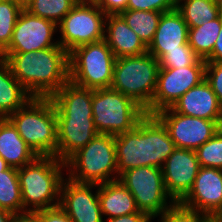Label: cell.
Returning <instances> with one entry per match:
<instances>
[{
	"label": "cell",
	"mask_w": 222,
	"mask_h": 222,
	"mask_svg": "<svg viewBox=\"0 0 222 222\" xmlns=\"http://www.w3.org/2000/svg\"><path fill=\"white\" fill-rule=\"evenodd\" d=\"M93 90L69 80L50 97L57 118L56 157L62 162L99 134L92 116Z\"/></svg>",
	"instance_id": "obj_1"
},
{
	"label": "cell",
	"mask_w": 222,
	"mask_h": 222,
	"mask_svg": "<svg viewBox=\"0 0 222 222\" xmlns=\"http://www.w3.org/2000/svg\"><path fill=\"white\" fill-rule=\"evenodd\" d=\"M0 58L12 74L35 98H50L69 81V53L62 47L36 52H2Z\"/></svg>",
	"instance_id": "obj_2"
},
{
	"label": "cell",
	"mask_w": 222,
	"mask_h": 222,
	"mask_svg": "<svg viewBox=\"0 0 222 222\" xmlns=\"http://www.w3.org/2000/svg\"><path fill=\"white\" fill-rule=\"evenodd\" d=\"M114 141L119 176L142 166L162 168L176 148L166 127L151 114H146L134 129L114 136Z\"/></svg>",
	"instance_id": "obj_3"
},
{
	"label": "cell",
	"mask_w": 222,
	"mask_h": 222,
	"mask_svg": "<svg viewBox=\"0 0 222 222\" xmlns=\"http://www.w3.org/2000/svg\"><path fill=\"white\" fill-rule=\"evenodd\" d=\"M63 168L66 163L55 156H37L18 169L23 213L59 206Z\"/></svg>",
	"instance_id": "obj_4"
},
{
	"label": "cell",
	"mask_w": 222,
	"mask_h": 222,
	"mask_svg": "<svg viewBox=\"0 0 222 222\" xmlns=\"http://www.w3.org/2000/svg\"><path fill=\"white\" fill-rule=\"evenodd\" d=\"M37 156L57 153V118L50 98L32 97L7 117Z\"/></svg>",
	"instance_id": "obj_5"
},
{
	"label": "cell",
	"mask_w": 222,
	"mask_h": 222,
	"mask_svg": "<svg viewBox=\"0 0 222 222\" xmlns=\"http://www.w3.org/2000/svg\"><path fill=\"white\" fill-rule=\"evenodd\" d=\"M65 163L66 177L78 183L99 185L119 179L113 135L99 133Z\"/></svg>",
	"instance_id": "obj_6"
},
{
	"label": "cell",
	"mask_w": 222,
	"mask_h": 222,
	"mask_svg": "<svg viewBox=\"0 0 222 222\" xmlns=\"http://www.w3.org/2000/svg\"><path fill=\"white\" fill-rule=\"evenodd\" d=\"M159 67V61L148 52L116 58L111 88L132 98L146 110L155 93Z\"/></svg>",
	"instance_id": "obj_7"
},
{
	"label": "cell",
	"mask_w": 222,
	"mask_h": 222,
	"mask_svg": "<svg viewBox=\"0 0 222 222\" xmlns=\"http://www.w3.org/2000/svg\"><path fill=\"white\" fill-rule=\"evenodd\" d=\"M145 115V109L132 98L111 87L93 90L92 116L99 133H125L134 129Z\"/></svg>",
	"instance_id": "obj_8"
},
{
	"label": "cell",
	"mask_w": 222,
	"mask_h": 222,
	"mask_svg": "<svg viewBox=\"0 0 222 222\" xmlns=\"http://www.w3.org/2000/svg\"><path fill=\"white\" fill-rule=\"evenodd\" d=\"M115 61L104 39L78 46L69 52V80L84 88H109Z\"/></svg>",
	"instance_id": "obj_9"
},
{
	"label": "cell",
	"mask_w": 222,
	"mask_h": 222,
	"mask_svg": "<svg viewBox=\"0 0 222 222\" xmlns=\"http://www.w3.org/2000/svg\"><path fill=\"white\" fill-rule=\"evenodd\" d=\"M119 180L133 195L138 210L150 219L158 217L175 204L165 189L162 168L142 166L126 170Z\"/></svg>",
	"instance_id": "obj_10"
},
{
	"label": "cell",
	"mask_w": 222,
	"mask_h": 222,
	"mask_svg": "<svg viewBox=\"0 0 222 222\" xmlns=\"http://www.w3.org/2000/svg\"><path fill=\"white\" fill-rule=\"evenodd\" d=\"M106 14L93 0H79L59 22V45L68 53L78 46L104 39Z\"/></svg>",
	"instance_id": "obj_11"
},
{
	"label": "cell",
	"mask_w": 222,
	"mask_h": 222,
	"mask_svg": "<svg viewBox=\"0 0 222 222\" xmlns=\"http://www.w3.org/2000/svg\"><path fill=\"white\" fill-rule=\"evenodd\" d=\"M206 61L200 59L195 65L182 68H161L157 75V86L151 105L146 114L171 108L174 103L190 88L205 80Z\"/></svg>",
	"instance_id": "obj_12"
},
{
	"label": "cell",
	"mask_w": 222,
	"mask_h": 222,
	"mask_svg": "<svg viewBox=\"0 0 222 222\" xmlns=\"http://www.w3.org/2000/svg\"><path fill=\"white\" fill-rule=\"evenodd\" d=\"M154 115L166 127L176 148L196 150L222 127V121L182 115L171 108L163 109Z\"/></svg>",
	"instance_id": "obj_13"
},
{
	"label": "cell",
	"mask_w": 222,
	"mask_h": 222,
	"mask_svg": "<svg viewBox=\"0 0 222 222\" xmlns=\"http://www.w3.org/2000/svg\"><path fill=\"white\" fill-rule=\"evenodd\" d=\"M57 25L52 21L30 14L23 9L18 16L9 46L3 52H36L51 47H61L53 36Z\"/></svg>",
	"instance_id": "obj_14"
},
{
	"label": "cell",
	"mask_w": 222,
	"mask_h": 222,
	"mask_svg": "<svg viewBox=\"0 0 222 222\" xmlns=\"http://www.w3.org/2000/svg\"><path fill=\"white\" fill-rule=\"evenodd\" d=\"M93 188L97 189L95 193L92 192ZM59 207L72 222H104L97 184L78 183L68 177L64 178Z\"/></svg>",
	"instance_id": "obj_15"
},
{
	"label": "cell",
	"mask_w": 222,
	"mask_h": 222,
	"mask_svg": "<svg viewBox=\"0 0 222 222\" xmlns=\"http://www.w3.org/2000/svg\"><path fill=\"white\" fill-rule=\"evenodd\" d=\"M181 205L211 216H222V169L200 167L192 188Z\"/></svg>",
	"instance_id": "obj_16"
},
{
	"label": "cell",
	"mask_w": 222,
	"mask_h": 222,
	"mask_svg": "<svg viewBox=\"0 0 222 222\" xmlns=\"http://www.w3.org/2000/svg\"><path fill=\"white\" fill-rule=\"evenodd\" d=\"M200 169L195 150L175 148L162 167L164 186L175 203L192 188Z\"/></svg>",
	"instance_id": "obj_17"
},
{
	"label": "cell",
	"mask_w": 222,
	"mask_h": 222,
	"mask_svg": "<svg viewBox=\"0 0 222 222\" xmlns=\"http://www.w3.org/2000/svg\"><path fill=\"white\" fill-rule=\"evenodd\" d=\"M188 30L187 23L176 9L162 13L147 52L158 60L166 51L182 50V45H189Z\"/></svg>",
	"instance_id": "obj_18"
},
{
	"label": "cell",
	"mask_w": 222,
	"mask_h": 222,
	"mask_svg": "<svg viewBox=\"0 0 222 222\" xmlns=\"http://www.w3.org/2000/svg\"><path fill=\"white\" fill-rule=\"evenodd\" d=\"M171 109L182 115L222 121V106L206 80L190 88Z\"/></svg>",
	"instance_id": "obj_19"
},
{
	"label": "cell",
	"mask_w": 222,
	"mask_h": 222,
	"mask_svg": "<svg viewBox=\"0 0 222 222\" xmlns=\"http://www.w3.org/2000/svg\"><path fill=\"white\" fill-rule=\"evenodd\" d=\"M104 40L116 58L138 56L147 52V46L120 14L106 16Z\"/></svg>",
	"instance_id": "obj_20"
},
{
	"label": "cell",
	"mask_w": 222,
	"mask_h": 222,
	"mask_svg": "<svg viewBox=\"0 0 222 222\" xmlns=\"http://www.w3.org/2000/svg\"><path fill=\"white\" fill-rule=\"evenodd\" d=\"M98 197L102 216L107 219L139 212L133 195L119 179L99 184Z\"/></svg>",
	"instance_id": "obj_21"
},
{
	"label": "cell",
	"mask_w": 222,
	"mask_h": 222,
	"mask_svg": "<svg viewBox=\"0 0 222 222\" xmlns=\"http://www.w3.org/2000/svg\"><path fill=\"white\" fill-rule=\"evenodd\" d=\"M0 156L10 167L16 169L37 157L8 118H0Z\"/></svg>",
	"instance_id": "obj_22"
},
{
	"label": "cell",
	"mask_w": 222,
	"mask_h": 222,
	"mask_svg": "<svg viewBox=\"0 0 222 222\" xmlns=\"http://www.w3.org/2000/svg\"><path fill=\"white\" fill-rule=\"evenodd\" d=\"M32 96L12 74L9 64L0 58V118L22 108Z\"/></svg>",
	"instance_id": "obj_23"
},
{
	"label": "cell",
	"mask_w": 222,
	"mask_h": 222,
	"mask_svg": "<svg viewBox=\"0 0 222 222\" xmlns=\"http://www.w3.org/2000/svg\"><path fill=\"white\" fill-rule=\"evenodd\" d=\"M176 10L188 27L194 28L218 18L222 14V1L176 0Z\"/></svg>",
	"instance_id": "obj_24"
},
{
	"label": "cell",
	"mask_w": 222,
	"mask_h": 222,
	"mask_svg": "<svg viewBox=\"0 0 222 222\" xmlns=\"http://www.w3.org/2000/svg\"><path fill=\"white\" fill-rule=\"evenodd\" d=\"M221 30V15L201 26L189 28L188 44L194 52L203 60L211 54Z\"/></svg>",
	"instance_id": "obj_25"
},
{
	"label": "cell",
	"mask_w": 222,
	"mask_h": 222,
	"mask_svg": "<svg viewBox=\"0 0 222 222\" xmlns=\"http://www.w3.org/2000/svg\"><path fill=\"white\" fill-rule=\"evenodd\" d=\"M120 15L148 47L153 40L162 12L126 9Z\"/></svg>",
	"instance_id": "obj_26"
},
{
	"label": "cell",
	"mask_w": 222,
	"mask_h": 222,
	"mask_svg": "<svg viewBox=\"0 0 222 222\" xmlns=\"http://www.w3.org/2000/svg\"><path fill=\"white\" fill-rule=\"evenodd\" d=\"M0 208L14 214L23 213L18 169L10 167L0 172Z\"/></svg>",
	"instance_id": "obj_27"
},
{
	"label": "cell",
	"mask_w": 222,
	"mask_h": 222,
	"mask_svg": "<svg viewBox=\"0 0 222 222\" xmlns=\"http://www.w3.org/2000/svg\"><path fill=\"white\" fill-rule=\"evenodd\" d=\"M79 0H30L24 7L30 14L52 21L56 25Z\"/></svg>",
	"instance_id": "obj_28"
},
{
	"label": "cell",
	"mask_w": 222,
	"mask_h": 222,
	"mask_svg": "<svg viewBox=\"0 0 222 222\" xmlns=\"http://www.w3.org/2000/svg\"><path fill=\"white\" fill-rule=\"evenodd\" d=\"M23 9L12 0H0V54L9 46L14 26Z\"/></svg>",
	"instance_id": "obj_29"
},
{
	"label": "cell",
	"mask_w": 222,
	"mask_h": 222,
	"mask_svg": "<svg viewBox=\"0 0 222 222\" xmlns=\"http://www.w3.org/2000/svg\"><path fill=\"white\" fill-rule=\"evenodd\" d=\"M195 152L200 167L222 169V127Z\"/></svg>",
	"instance_id": "obj_30"
},
{
	"label": "cell",
	"mask_w": 222,
	"mask_h": 222,
	"mask_svg": "<svg viewBox=\"0 0 222 222\" xmlns=\"http://www.w3.org/2000/svg\"><path fill=\"white\" fill-rule=\"evenodd\" d=\"M160 222H214L215 220L202 212L189 209L180 203H175L167 211L159 215Z\"/></svg>",
	"instance_id": "obj_31"
},
{
	"label": "cell",
	"mask_w": 222,
	"mask_h": 222,
	"mask_svg": "<svg viewBox=\"0 0 222 222\" xmlns=\"http://www.w3.org/2000/svg\"><path fill=\"white\" fill-rule=\"evenodd\" d=\"M200 59L189 45H182V50L166 51L158 61L161 68H182L195 65Z\"/></svg>",
	"instance_id": "obj_32"
},
{
	"label": "cell",
	"mask_w": 222,
	"mask_h": 222,
	"mask_svg": "<svg viewBox=\"0 0 222 222\" xmlns=\"http://www.w3.org/2000/svg\"><path fill=\"white\" fill-rule=\"evenodd\" d=\"M126 9L165 13L176 9V0H128Z\"/></svg>",
	"instance_id": "obj_33"
},
{
	"label": "cell",
	"mask_w": 222,
	"mask_h": 222,
	"mask_svg": "<svg viewBox=\"0 0 222 222\" xmlns=\"http://www.w3.org/2000/svg\"><path fill=\"white\" fill-rule=\"evenodd\" d=\"M205 80L222 106V62H206Z\"/></svg>",
	"instance_id": "obj_34"
},
{
	"label": "cell",
	"mask_w": 222,
	"mask_h": 222,
	"mask_svg": "<svg viewBox=\"0 0 222 222\" xmlns=\"http://www.w3.org/2000/svg\"><path fill=\"white\" fill-rule=\"evenodd\" d=\"M34 213L39 217L40 222H72L59 206Z\"/></svg>",
	"instance_id": "obj_35"
},
{
	"label": "cell",
	"mask_w": 222,
	"mask_h": 222,
	"mask_svg": "<svg viewBox=\"0 0 222 222\" xmlns=\"http://www.w3.org/2000/svg\"><path fill=\"white\" fill-rule=\"evenodd\" d=\"M106 14H120L126 10L128 0H93Z\"/></svg>",
	"instance_id": "obj_36"
},
{
	"label": "cell",
	"mask_w": 222,
	"mask_h": 222,
	"mask_svg": "<svg viewBox=\"0 0 222 222\" xmlns=\"http://www.w3.org/2000/svg\"><path fill=\"white\" fill-rule=\"evenodd\" d=\"M145 213L136 212L128 215H122L119 217L111 218L106 220V222H152Z\"/></svg>",
	"instance_id": "obj_37"
},
{
	"label": "cell",
	"mask_w": 222,
	"mask_h": 222,
	"mask_svg": "<svg viewBox=\"0 0 222 222\" xmlns=\"http://www.w3.org/2000/svg\"><path fill=\"white\" fill-rule=\"evenodd\" d=\"M205 61L206 62H222V14H221V30L218 34L216 43L212 50V54Z\"/></svg>",
	"instance_id": "obj_38"
},
{
	"label": "cell",
	"mask_w": 222,
	"mask_h": 222,
	"mask_svg": "<svg viewBox=\"0 0 222 222\" xmlns=\"http://www.w3.org/2000/svg\"><path fill=\"white\" fill-rule=\"evenodd\" d=\"M12 222H40L39 217L33 212L14 214Z\"/></svg>",
	"instance_id": "obj_39"
},
{
	"label": "cell",
	"mask_w": 222,
	"mask_h": 222,
	"mask_svg": "<svg viewBox=\"0 0 222 222\" xmlns=\"http://www.w3.org/2000/svg\"><path fill=\"white\" fill-rule=\"evenodd\" d=\"M14 213L0 208V222H12Z\"/></svg>",
	"instance_id": "obj_40"
},
{
	"label": "cell",
	"mask_w": 222,
	"mask_h": 222,
	"mask_svg": "<svg viewBox=\"0 0 222 222\" xmlns=\"http://www.w3.org/2000/svg\"><path fill=\"white\" fill-rule=\"evenodd\" d=\"M9 168L8 163L0 156V172L8 170Z\"/></svg>",
	"instance_id": "obj_41"
},
{
	"label": "cell",
	"mask_w": 222,
	"mask_h": 222,
	"mask_svg": "<svg viewBox=\"0 0 222 222\" xmlns=\"http://www.w3.org/2000/svg\"><path fill=\"white\" fill-rule=\"evenodd\" d=\"M18 4H20L23 8L30 2V0H12Z\"/></svg>",
	"instance_id": "obj_42"
},
{
	"label": "cell",
	"mask_w": 222,
	"mask_h": 222,
	"mask_svg": "<svg viewBox=\"0 0 222 222\" xmlns=\"http://www.w3.org/2000/svg\"><path fill=\"white\" fill-rule=\"evenodd\" d=\"M215 222H222V216L218 217Z\"/></svg>",
	"instance_id": "obj_43"
}]
</instances>
